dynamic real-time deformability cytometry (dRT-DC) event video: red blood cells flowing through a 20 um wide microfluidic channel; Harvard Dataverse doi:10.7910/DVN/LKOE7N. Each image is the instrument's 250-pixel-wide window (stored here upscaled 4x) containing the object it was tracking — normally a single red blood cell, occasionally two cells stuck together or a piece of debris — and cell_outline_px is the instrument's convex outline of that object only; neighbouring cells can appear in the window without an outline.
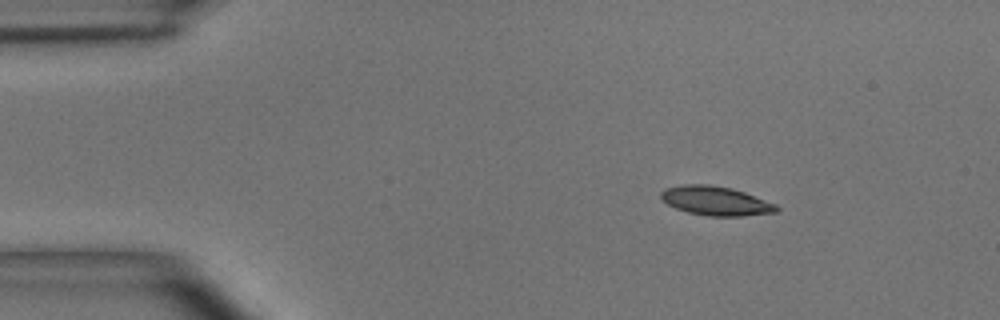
{"species": "common noctule bat (a hibernating species)", "species_latin": "Nyctalus noctula", "temperature_condition": "room temperature", "stored_images_in_passage": 43, "camera_frame_rate_fps": 3000, "um_per_image_px": 0.085, "animal": {"sex": "male", "body_mass_g": 15.6}, "frame": {"image": 1, "passage_image": 1, "time_ms": 0.0, "image_size_px": [1000, 320], "cell_outline_px": [[780, 208], [776, 212], [744, 216], [708, 216], [688, 212], [676, 208], [668, 204], [660, 196], [660, 192], [664, 188], [684, 184], [708, 184], [732, 188], [744, 192], [776, 204]], "centroid_in_image_um": [60.83, 17.07], "position_along_channel_um": 24.2, "area_um2": 19.59}}
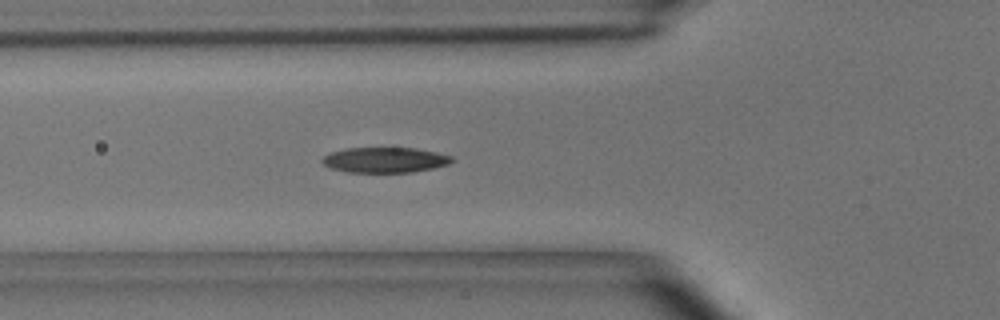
{"frame": {"image": 2, "passage_image": 11, "time_ms": 3.333, "image_size_px": [1000, 320], "cell_outline_px": [[456, 160], [448, 164], [432, 168], [412, 172], [348, 172], [332, 168], [324, 164], [320, 160], [328, 152], [344, 148], [416, 148], [436, 152], [452, 156]], "centroid_in_image_um": [32.71, 13.58], "position_along_channel_um": 93.1, "area_um2": 19.19}}
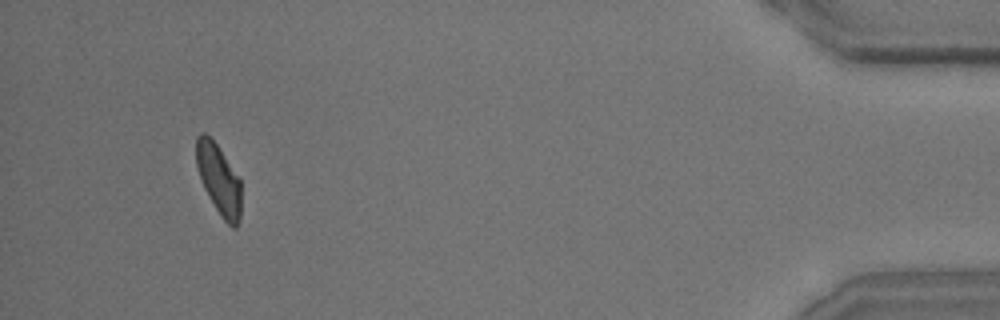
{"frame": {"image": 3, "passage_image": 40, "time_ms": 13.0, "image_size_px": [1000, 320], "cell_outline_px": [[240, 220], [236, 228], [232, 228], [220, 216], [208, 196], [204, 188], [196, 164], [196, 136], [200, 132], [204, 132], [216, 144], [240, 180]], "centroid_in_image_um": [18.58, 15.28], "position_along_channel_um": 416.6, "area_um2": 18.15}, "authors_computed_cell_mechanics": {"area_um2": 19.4208, "velocity_mm_per_s": 4.0647, "shape_relaxation_time_tau1_ms": 4.4663, "shape_relaxation_time_tau2_ms": 4.5674, "deformation_change_tau1": 0.1507, "deformation_change_tau2": 0.118}}